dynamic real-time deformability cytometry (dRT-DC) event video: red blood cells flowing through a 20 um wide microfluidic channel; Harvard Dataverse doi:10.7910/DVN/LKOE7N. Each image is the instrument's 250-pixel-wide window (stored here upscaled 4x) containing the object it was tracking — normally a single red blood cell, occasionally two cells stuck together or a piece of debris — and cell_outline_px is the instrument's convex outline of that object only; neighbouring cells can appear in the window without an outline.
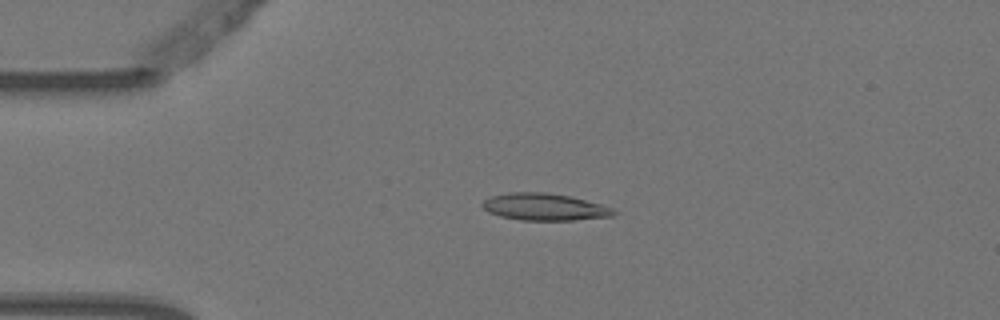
{"species": "Egyptian fruit bat (a non-hibernating species)", "species_latin": "Rousettus aegyptiacus", "temperature_condition": "warm", "stored_images_in_passage": 4, "camera_frame_rate_fps": 3000, "um_per_image_px": 0.085, "animal": {"sex": "female"}, "frame": {"image": 1, "passage_image": 3, "time_ms": 0.667, "image_size_px": [1000, 320], "cell_outline_px": [[616, 212], [612, 216], [572, 220], [520, 220], [500, 216], [488, 212], [480, 204], [484, 200], [492, 196], [508, 192], [548, 192], [568, 196], [600, 204], [612, 208]], "centroid_in_image_um": [46.23, 17.58], "position_along_channel_um": 38.8, "area_um2": 20.52}}